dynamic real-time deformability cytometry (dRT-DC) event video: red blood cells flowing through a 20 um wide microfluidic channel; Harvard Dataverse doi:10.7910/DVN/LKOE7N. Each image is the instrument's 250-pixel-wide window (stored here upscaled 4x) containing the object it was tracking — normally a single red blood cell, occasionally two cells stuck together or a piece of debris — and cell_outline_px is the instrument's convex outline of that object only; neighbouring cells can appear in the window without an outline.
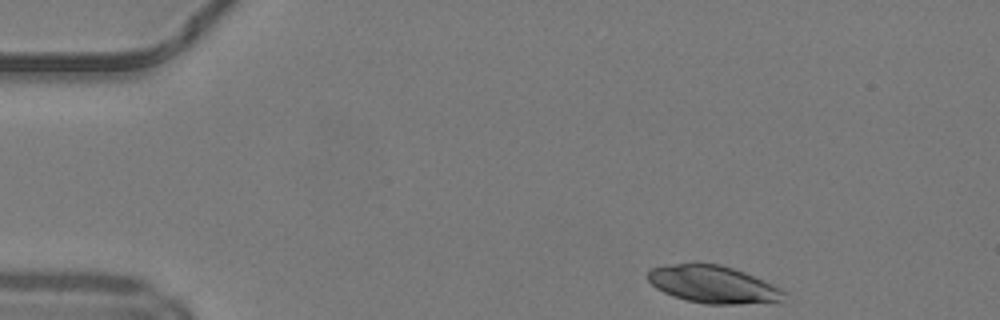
{"species": "common noctule bat (a hibernating species)", "species_latin": "Nyctalus noctula", "temperature_condition": "warm", "stored_images_in_passage": 43, "camera_frame_rate_fps": 3000, "um_per_image_px": 0.085, "animal": {"sex": "male", "body_mass_g": 19.2, "forearm_length_mm": 51.8}, "frame": {"image": 1, "passage_image": 1, "time_ms": 0.0, "image_size_px": [1000, 320], "cell_outline_px": [[784, 292], [780, 304], [704, 304], [672, 296], [656, 288], [648, 280], [648, 268], [668, 264], [696, 260], [720, 264], [744, 272], [772, 284], [780, 288]], "centroid_in_image_um": [60.59, 24.15], "position_along_channel_um": 24.4, "area_um2": 30.58}}